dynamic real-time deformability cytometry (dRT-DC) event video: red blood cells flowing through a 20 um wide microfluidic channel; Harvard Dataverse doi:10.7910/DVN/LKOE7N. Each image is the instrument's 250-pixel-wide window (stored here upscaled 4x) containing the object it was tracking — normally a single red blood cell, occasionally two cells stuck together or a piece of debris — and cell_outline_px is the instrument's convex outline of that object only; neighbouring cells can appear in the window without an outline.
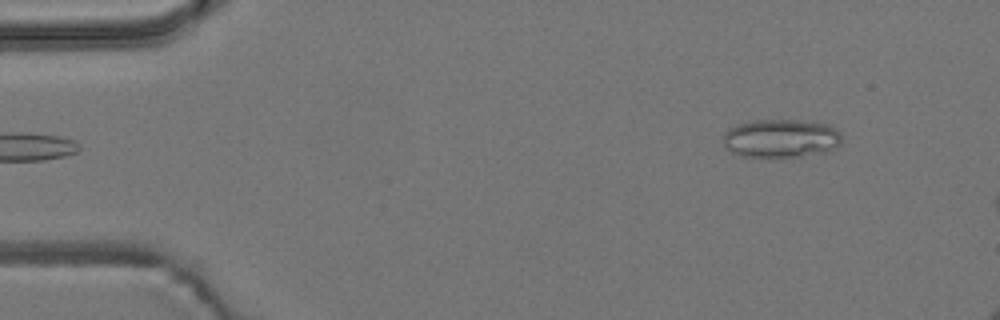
{"species": "common noctule bat (a hibernating species)", "species_latin": "Nyctalus noctula", "temperature_condition": "room temperature", "stored_images_in_passage": 6, "camera_frame_rate_fps": 3000, "um_per_image_px": 0.085, "animal": {"sex": "male", "body_mass_g": 19.2, "forearm_length_mm": 51.8}, "frame": {"image": 1, "passage_image": 6, "time_ms": 1.667, "image_size_px": [1000, 320], "cell_outline_px": [[840, 144], [836, 148], [828, 152], [772, 160], [744, 156], [732, 152], [724, 144], [724, 132], [728, 128], [736, 124], [752, 120], [796, 120], [828, 124], [836, 128], [840, 132]], "centroid_in_image_um": [66.38, 11.79], "position_along_channel_um": 18.6, "area_um2": 27.34}}